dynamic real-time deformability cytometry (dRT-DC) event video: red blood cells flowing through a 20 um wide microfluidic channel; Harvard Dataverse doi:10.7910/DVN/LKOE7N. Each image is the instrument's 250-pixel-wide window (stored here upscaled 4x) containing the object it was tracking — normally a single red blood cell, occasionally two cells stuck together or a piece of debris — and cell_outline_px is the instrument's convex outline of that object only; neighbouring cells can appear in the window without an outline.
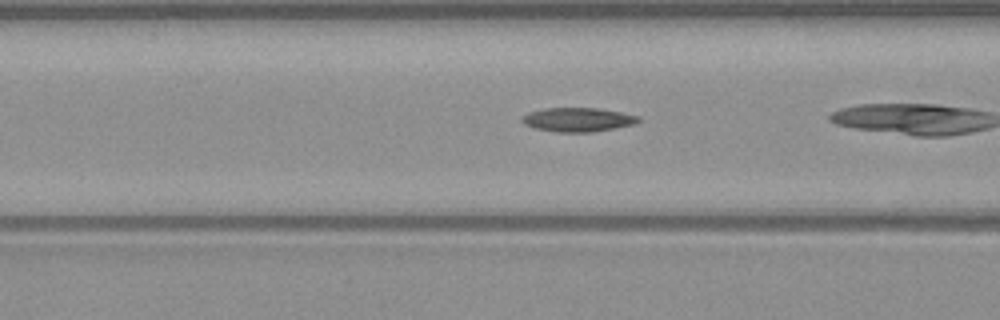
{"species": "common noctule bat (a hibernating species)", "species_latin": "Nyctalus noctula", "temperature_condition": "warm", "stored_images_in_passage": 37, "camera_frame_rate_fps": 3000, "um_per_image_px": 0.085, "animal": {"sex": "male", "body_mass_g": 23.1, "forearm_length_mm": 52.7}, "frame": {"image": 1, "passage_image": 17, "time_ms": 5.333, "image_size_px": [1000, 320], "cell_outline_px": [[640, 120], [636, 124], [592, 132], [560, 132], [536, 128], [524, 124], [520, 120], [520, 116], [528, 112], [544, 108], [600, 108], [640, 116]], "centroid_in_image_um": [49.11, 10.16], "position_along_channel_um": 117.5, "area_um2": 16.36}}
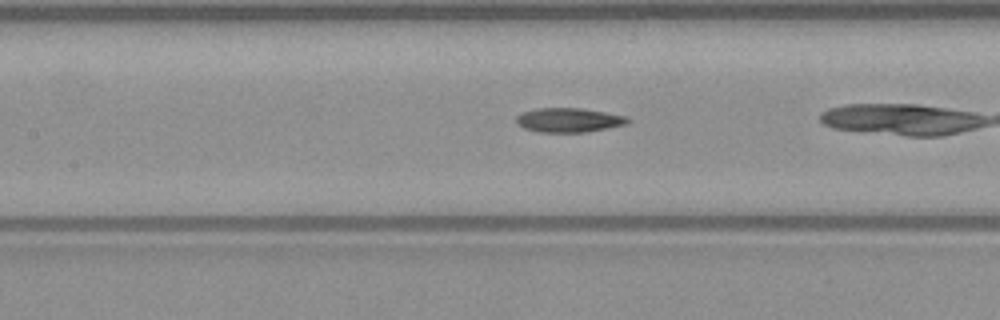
{"frame": {"image": 2, "passage_image": 20, "time_ms": 6.333, "image_size_px": [1000, 320], "cell_outline_px": [[632, 120], [628, 124], [588, 132], [536, 132], [524, 128], [516, 124], [516, 116], [520, 112], [536, 108], [580, 108], [628, 116]], "centroid_in_image_um": [48.34, 10.21], "position_along_channel_um": 159.1, "area_um2": 16.07}}
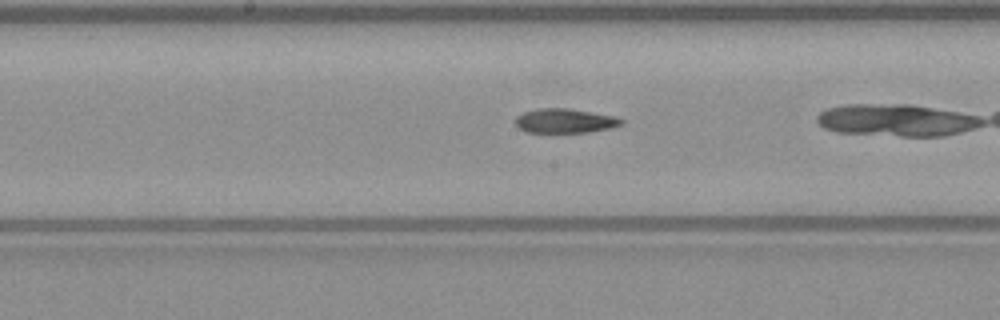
{"frame": {"image": 3, "passage_image": 23, "time_ms": 7.333, "image_size_px": [1000, 320], "cell_outline_px": [[624, 124], [608, 128], [588, 132], [528, 132], [520, 128], [516, 124], [516, 116], [524, 112], [540, 108], [568, 108], [616, 116], [624, 120]], "centroid_in_image_um": [48.05, 10.26], "position_along_channel_um": 200.2, "area_um2": 14.91}}